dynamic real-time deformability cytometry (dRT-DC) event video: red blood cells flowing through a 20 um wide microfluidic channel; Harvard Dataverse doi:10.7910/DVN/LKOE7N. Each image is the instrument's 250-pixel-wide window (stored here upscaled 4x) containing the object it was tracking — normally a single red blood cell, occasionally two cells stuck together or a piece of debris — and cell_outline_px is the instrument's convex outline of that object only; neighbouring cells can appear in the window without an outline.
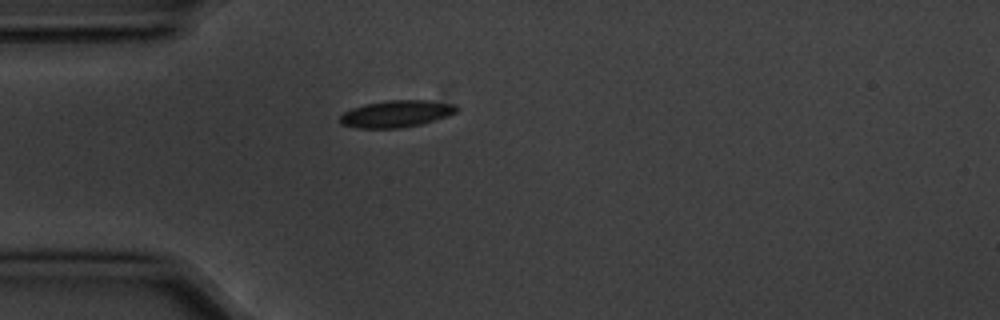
{"species": "common noctule bat (a hibernating species)", "species_latin": "Nyctalus noctula", "temperature_condition": "cold", "stored_images_in_passage": 1, "camera_frame_rate_fps": 3000, "um_per_image_px": 0.085, "animal": {"sex": "male", "body_mass_g": 20.1, "forearm_length_mm": 53.5}, "frame": {"image": 1, "passage_image": 1, "time_ms": 0.0, "image_size_px": [1000, 320], "cell_outline_px": [[460, 108], [456, 112], [448, 116], [420, 124], [400, 128], [356, 128], [340, 124], [340, 116], [344, 112], [352, 108], [364, 104], [388, 100], [428, 100], [456, 104]], "centroid_in_image_um": [33.7, 9.67], "position_along_channel_um": 51.3, "area_um2": 18.38}}